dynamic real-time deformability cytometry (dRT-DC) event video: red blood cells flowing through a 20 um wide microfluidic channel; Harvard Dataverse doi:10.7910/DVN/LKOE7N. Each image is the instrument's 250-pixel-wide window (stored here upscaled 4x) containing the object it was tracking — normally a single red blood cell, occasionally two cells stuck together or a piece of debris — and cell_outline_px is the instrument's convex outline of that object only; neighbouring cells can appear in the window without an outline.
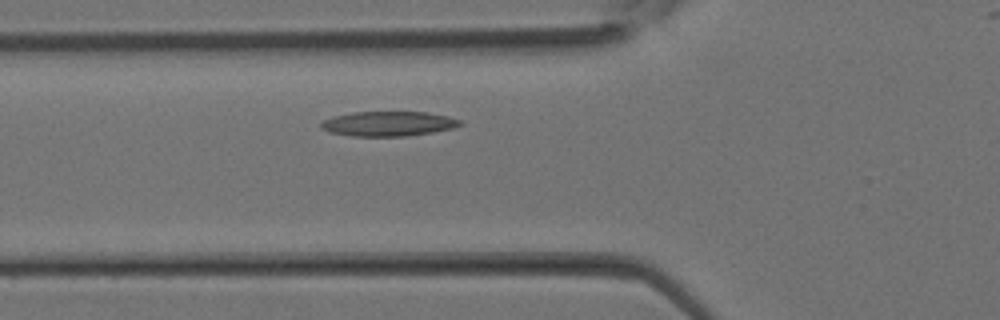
{"species": "Egyptian fruit bat (a non-hibernating species)", "species_latin": "Rousettus aegyptiacus", "temperature_condition": "room temperature", "stored_images_in_passage": 24, "camera_frame_rate_fps": 3000, "um_per_image_px": 0.085, "animal": {"sex": "female"}, "frame": {"image": 1, "passage_image": 6, "time_ms": 1.667, "image_size_px": [1000, 320], "cell_outline_px": [[464, 124], [452, 128], [432, 132], [404, 136], [352, 136], [328, 132], [320, 128], [320, 124], [324, 120], [332, 116], [352, 112], [428, 112], [448, 116], [460, 120]], "centroid_in_image_um": [32.98, 10.51], "position_along_channel_um": 92.8, "area_um2": 20.11}}
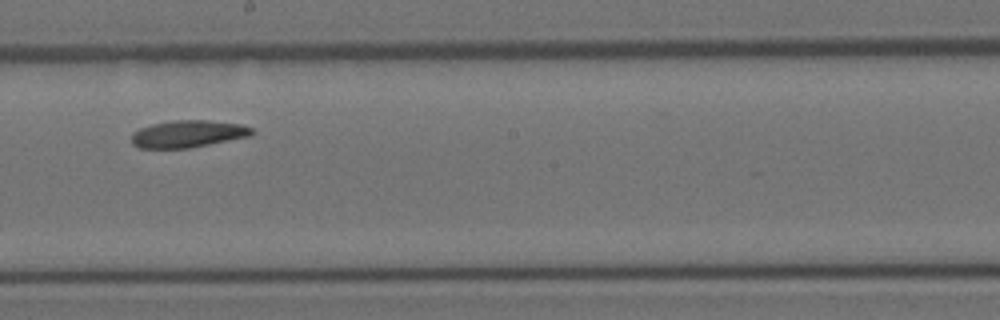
{"frame": {"image": 2, "passage_image": 13, "time_ms": 4.0, "image_size_px": [1000, 320], "cell_outline_px": [[256, 132], [252, 136], [188, 148], [140, 148], [132, 144], [132, 132], [140, 128], [152, 124], [172, 120], [208, 120], [240, 124], [252, 128]], "centroid_in_image_um": [16.0, 11.37], "position_along_channel_um": 232.2, "area_um2": 19.13}}
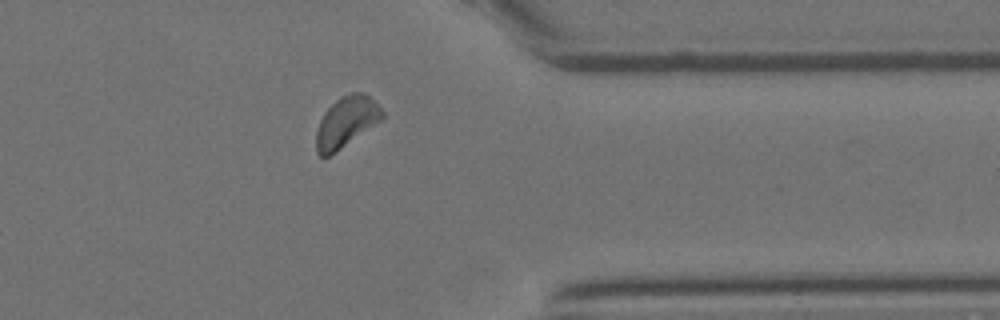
{"frame": {"image": 3, "passage_image": 21, "time_ms": 6.667, "image_size_px": [1000, 320], "cell_outline_px": [[384, 116], [380, 120], [340, 148], [328, 156], [320, 156], [316, 152], [316, 132], [320, 120], [324, 112], [340, 96], [352, 92], [364, 92], [384, 112]], "centroid_in_image_um": [29.39, 10.34], "position_along_channel_um": 382.0, "area_um2": 18.9}}